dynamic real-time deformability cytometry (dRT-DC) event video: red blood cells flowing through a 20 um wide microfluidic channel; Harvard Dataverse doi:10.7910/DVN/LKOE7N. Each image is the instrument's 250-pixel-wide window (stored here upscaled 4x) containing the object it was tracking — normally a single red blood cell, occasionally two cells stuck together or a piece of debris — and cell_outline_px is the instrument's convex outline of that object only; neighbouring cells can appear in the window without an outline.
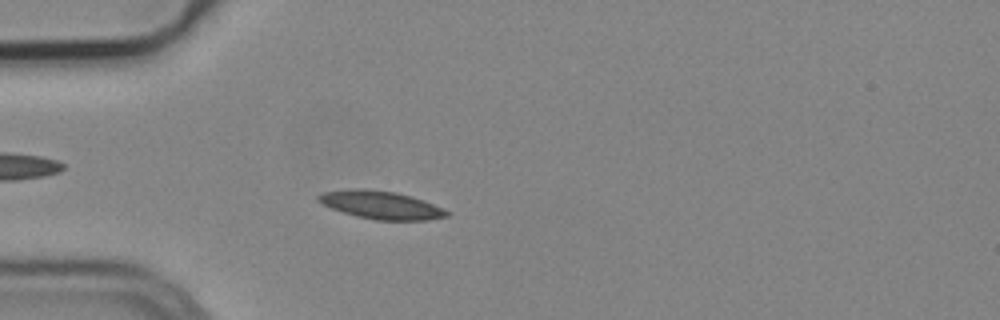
{"species": "common noctule bat (a hibernating species)", "species_latin": "Nyctalus noctula", "temperature_condition": "cold", "stored_images_in_passage": 46, "camera_frame_rate_fps": 3000, "um_per_image_px": 0.085, "animal": {"sex": "male", "body_mass_g": 19.2, "forearm_length_mm": 51.8}, "frame": {"image": 1, "passage_image": 7, "time_ms": 2.0, "image_size_px": [1000, 320], "cell_outline_px": [[448, 216], [428, 220], [376, 220], [356, 216], [332, 208], [316, 200], [316, 196], [320, 192], [348, 188], [364, 188], [396, 192], [412, 196], [444, 208], [448, 212]], "centroid_in_image_um": [32.35, 17.4], "position_along_channel_um": 52.6, "area_um2": 21.1}}
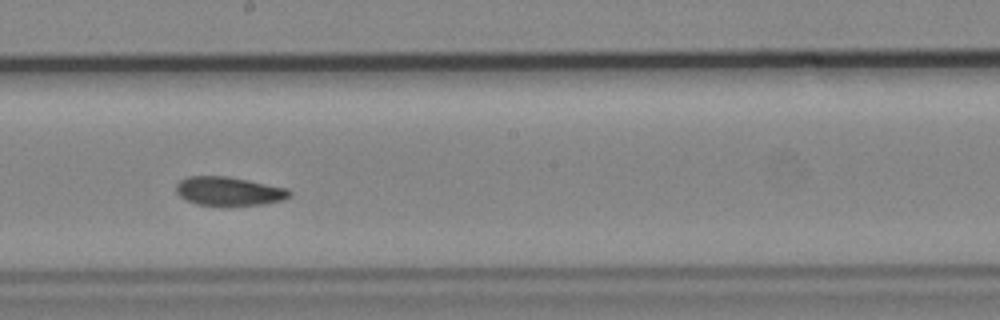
{"frame": {"image": 2, "passage_image": 22, "time_ms": 7.0, "image_size_px": [1000, 320], "cell_outline_px": [[292, 192], [284, 200], [264, 204], [196, 204], [180, 196], [176, 192], [176, 184], [180, 180], [188, 176], [228, 176], [288, 188]], "centroid_in_image_um": [19.46, 16.22], "position_along_channel_um": 228.7, "area_um2": 18.67}}
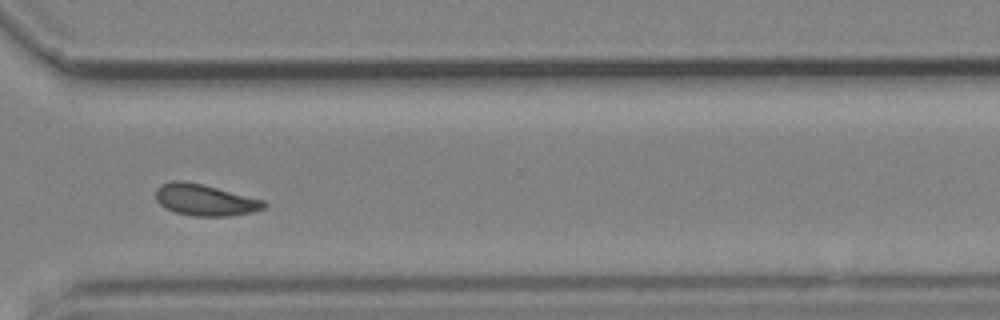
{"frame": {"image": 3, "passage_image": 32, "time_ms": 10.333, "image_size_px": [1000, 320], "cell_outline_px": [[268, 204], [264, 208], [252, 212], [232, 216], [192, 216], [176, 212], [160, 204], [156, 200], [156, 188], [160, 184], [172, 180], [180, 180], [200, 184], [264, 200]], "centroid_in_image_um": [17.41, 17.0], "position_along_channel_um": 353.2, "area_um2": 19.65}, "authors_computed_cell_mechanics": {"area_um2": 19.4786, "velocity_mm_per_s": 3.7462, "shape_relaxation_time_tau1_ms": 4.3396, "shape_relaxation_time_tau2_ms": 7.0587, "deformation_change_tau1": 0.1312, "deformation_change_tau2": 0.1087}}